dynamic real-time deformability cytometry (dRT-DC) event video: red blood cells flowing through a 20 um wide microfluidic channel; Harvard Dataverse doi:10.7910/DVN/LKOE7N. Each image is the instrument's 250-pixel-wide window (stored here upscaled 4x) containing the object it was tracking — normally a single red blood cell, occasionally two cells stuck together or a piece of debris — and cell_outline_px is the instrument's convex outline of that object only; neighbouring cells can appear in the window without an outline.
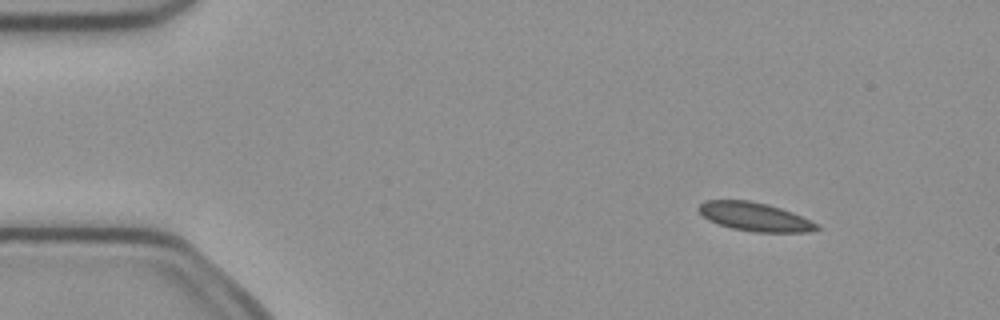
{"species": "common noctule bat (a hibernating species)", "species_latin": "Nyctalus noctula", "temperature_condition": "cold", "stored_images_in_passage": 5, "camera_frame_rate_fps": 3000, "um_per_image_px": 0.085, "animal": {"sex": "female", "body_mass_g": 21.9}, "frame": {"image": 1, "passage_image": 2, "time_ms": 0.333, "image_size_px": [1000, 320], "cell_outline_px": [[820, 228], [808, 232], [756, 232], [732, 228], [708, 220], [696, 208], [704, 200], [748, 200], [768, 204], [792, 212], [820, 224]], "centroid_in_image_um": [64.17, 18.42], "position_along_channel_um": 20.8, "area_um2": 19.65}}